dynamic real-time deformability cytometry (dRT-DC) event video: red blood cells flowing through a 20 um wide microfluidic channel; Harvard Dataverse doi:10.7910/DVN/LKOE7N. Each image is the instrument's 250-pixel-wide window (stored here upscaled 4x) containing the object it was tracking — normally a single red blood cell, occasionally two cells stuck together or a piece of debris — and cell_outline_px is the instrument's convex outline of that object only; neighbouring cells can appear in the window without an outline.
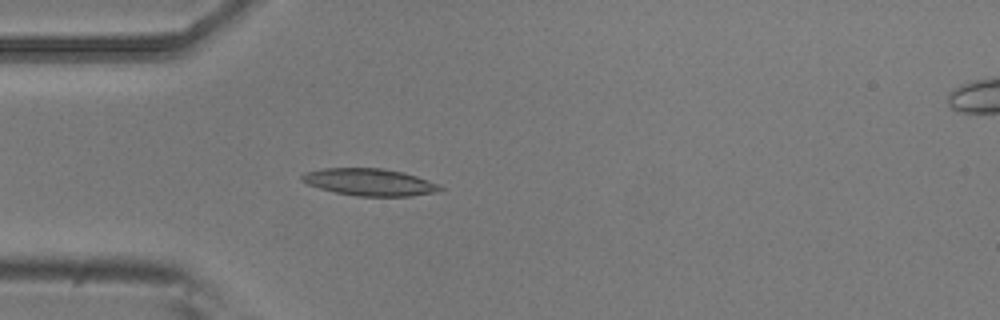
{"species": "common noctule bat (a hibernating species)", "species_latin": "Nyctalus noctula", "temperature_condition": "room temperature", "stored_images_in_passage": 5, "camera_frame_rate_fps": 3000, "um_per_image_px": 0.085, "animal": {"sex": "male", "body_mass_g": 20.5, "forearm_length_mm": 52.5}, "frame": {"image": 1, "passage_image": 5, "time_ms": 1.333, "image_size_px": [1000, 320], "cell_outline_px": [[444, 188], [432, 192], [412, 196], [356, 196], [336, 192], [320, 188], [308, 184], [300, 180], [300, 176], [304, 172], [324, 168], [384, 168], [404, 172], [440, 184]], "centroid_in_image_um": [31.39, 15.47], "position_along_channel_um": 53.6, "area_um2": 21.79}}